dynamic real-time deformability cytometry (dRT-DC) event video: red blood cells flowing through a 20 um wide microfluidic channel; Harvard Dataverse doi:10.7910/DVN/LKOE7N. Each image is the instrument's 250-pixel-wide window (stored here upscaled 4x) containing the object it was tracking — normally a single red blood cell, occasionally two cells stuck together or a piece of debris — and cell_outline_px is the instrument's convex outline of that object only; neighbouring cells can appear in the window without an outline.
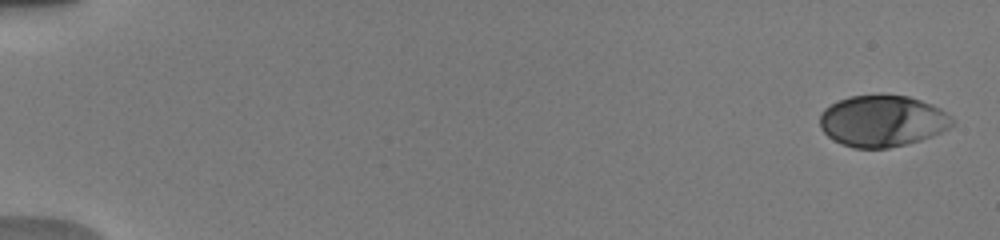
{"species": "human", "species_latin": "Homo sapiens", "temperature_condition": "warm", "stored_images_in_passage": 18, "camera_frame_rate_fps": 3000, "um_per_image_px": 0.085, "donor": {"sex": "male"}, "frame": {"image": 1, "passage_image": 1, "time_ms": 0.0, "image_size_px": [1000, 240], "cell_outline_px": [[956, 124], [940, 132], [920, 140], [888, 148], [856, 148], [844, 144], [828, 136], [820, 128], [820, 112], [824, 108], [836, 100], [848, 96], [880, 92], [908, 96], [932, 104], [940, 108]], "centroid_in_image_um": [74.96, 10.23], "position_along_channel_um": 10.0, "area_um2": 40.11}}
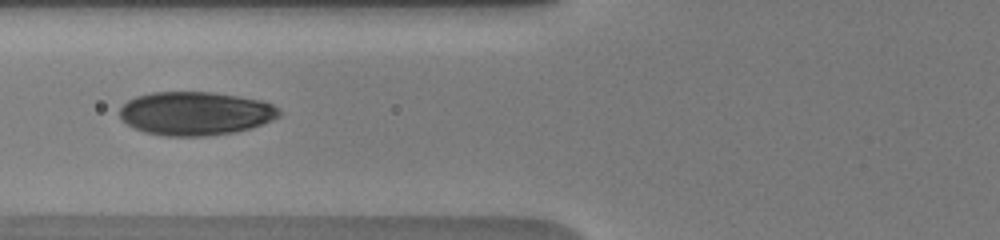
{"frame": {"image": 2, "passage_image": 12, "time_ms": 7.0, "image_size_px": [1000, 240], "cell_outline_px": [[280, 116], [272, 120], [236, 132], [204, 136], [164, 136], [144, 132], [128, 124], [120, 116], [120, 108], [128, 100], [136, 96], [152, 92], [212, 92], [240, 96], [260, 100], [272, 104], [280, 112]], "centroid_in_image_um": [16.6, 9.63], "position_along_channel_um": 109.2, "area_um2": 40.29}}
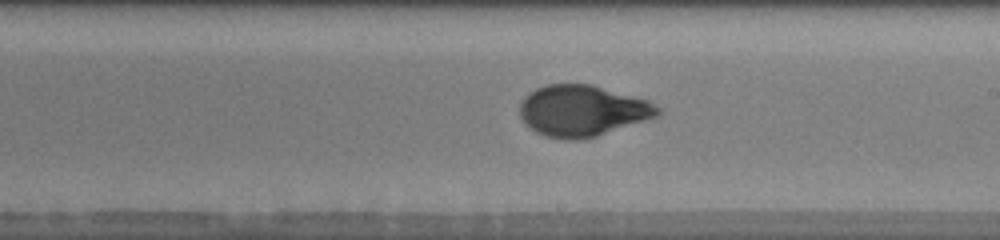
{"frame": {"image": 3, "passage_image": 18, "time_ms": 10.333, "image_size_px": [1000, 240], "cell_outline_px": [[660, 112], [656, 116], [584, 140], [564, 140], [544, 136], [536, 132], [524, 124], [520, 116], [520, 104], [524, 96], [528, 92], [544, 84], [592, 84], [648, 100], [660, 108]], "centroid_in_image_um": [49.44, 9.41], "position_along_channel_um": 239.6, "area_um2": 41.21}}